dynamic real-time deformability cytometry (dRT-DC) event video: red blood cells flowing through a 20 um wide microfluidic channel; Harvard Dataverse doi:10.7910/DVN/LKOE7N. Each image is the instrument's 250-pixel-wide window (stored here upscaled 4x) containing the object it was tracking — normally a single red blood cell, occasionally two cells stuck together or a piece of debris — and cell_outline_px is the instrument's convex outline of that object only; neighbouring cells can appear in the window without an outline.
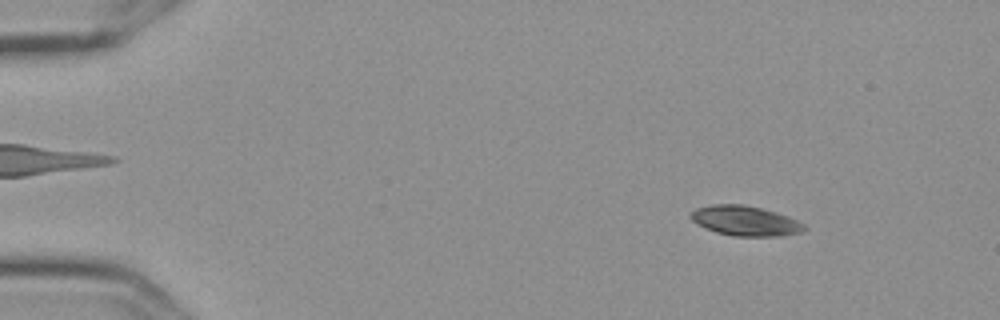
{"species": "Egyptian fruit bat (a non-hibernating species)", "species_latin": "Rousettus aegyptiacus", "temperature_condition": "cold", "stored_images_in_passage": 57, "camera_frame_rate_fps": 3000, "um_per_image_px": 0.085, "frame": {"image": 1, "passage_image": 7, "time_ms": 2.0, "image_size_px": [1000, 320], "cell_outline_px": [[808, 228], [804, 232], [780, 236], [732, 236], [716, 232], [692, 220], [688, 216], [696, 208], [712, 204], [744, 204], [776, 212], [788, 216], [804, 224]], "centroid_in_image_um": [63.38, 18.77], "position_along_channel_um": 21.6, "area_um2": 19.77}}
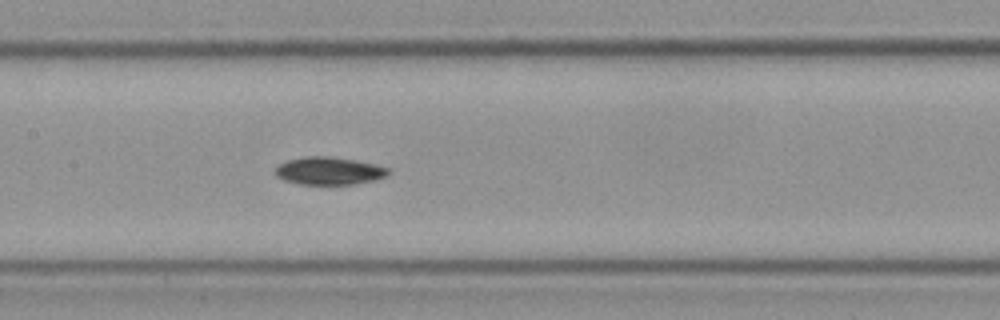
{"frame": {"image": 2, "passage_image": 28, "time_ms": 9.0, "image_size_px": [1000, 320], "cell_outline_px": [[388, 172], [384, 176], [376, 180], [352, 184], [300, 184], [284, 180], [276, 176], [276, 168], [280, 164], [288, 160], [304, 156], [328, 156], [356, 160], [388, 168]], "centroid_in_image_um": [27.93, 14.52], "position_along_channel_um": 179.5, "area_um2": 17.98}}
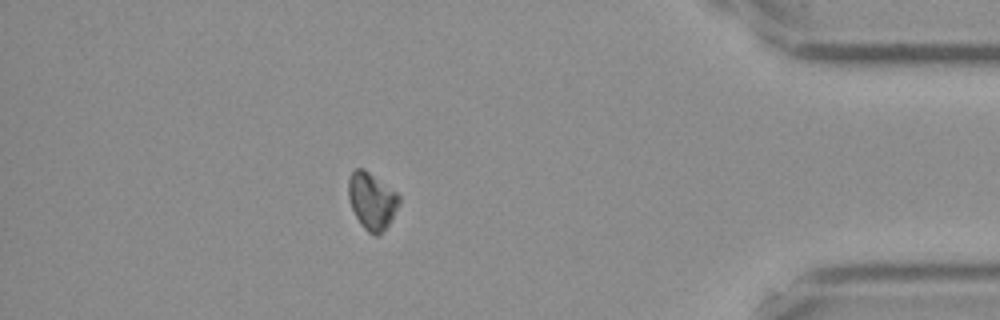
{"frame": {"image": 3, "passage_image": 50, "time_ms": 16.333, "image_size_px": [1000, 320], "cell_outline_px": [[400, 204], [388, 224], [376, 236], [368, 232], [360, 224], [352, 208], [348, 196], [348, 180], [352, 172], [356, 168], [364, 168], [396, 192], [400, 196]], "centroid_in_image_um": [31.6, 17.05], "position_along_channel_um": 403.6, "area_um2": 16.59}, "authors_computed_cell_mechanics": {"area_um2": 18.1492, "velocity_mm_per_s": 3.5737, "shape_relaxation_time_tau1_ms": 3.2006, "shape_relaxation_time_tau2_ms": null, "deformation_change_tau1": 0.0727, "deformation_change_tau2": null}}